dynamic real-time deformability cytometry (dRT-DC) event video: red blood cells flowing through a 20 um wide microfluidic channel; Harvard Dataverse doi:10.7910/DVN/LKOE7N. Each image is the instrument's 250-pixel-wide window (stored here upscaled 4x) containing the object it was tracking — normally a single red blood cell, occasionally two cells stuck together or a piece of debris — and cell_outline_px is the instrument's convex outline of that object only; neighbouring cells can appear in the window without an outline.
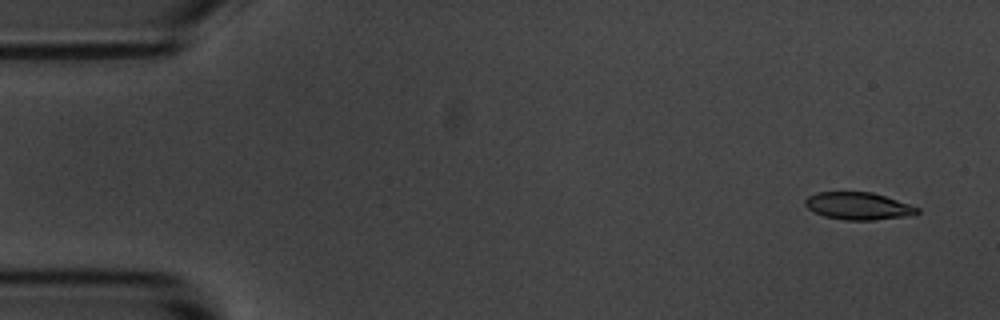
{"species": "common noctule bat (a hibernating species)", "species_latin": "Nyctalus noctula", "temperature_condition": "room temperature", "stored_images_in_passage": 5, "camera_frame_rate_fps": 3000, "um_per_image_px": 0.085, "animal": {"sex": "male", "body_mass_g": 20.1, "forearm_length_mm": 53.5}, "frame": {"image": 1, "passage_image": 1, "time_ms": 0.0, "image_size_px": [1000, 320], "cell_outline_px": [[920, 212], [912, 216], [872, 220], [844, 220], [824, 216], [808, 208], [804, 204], [804, 200], [808, 196], [816, 192], [872, 192], [920, 208]], "centroid_in_image_um": [72.96, 17.51], "position_along_channel_um": 12.0, "area_um2": 17.86}}